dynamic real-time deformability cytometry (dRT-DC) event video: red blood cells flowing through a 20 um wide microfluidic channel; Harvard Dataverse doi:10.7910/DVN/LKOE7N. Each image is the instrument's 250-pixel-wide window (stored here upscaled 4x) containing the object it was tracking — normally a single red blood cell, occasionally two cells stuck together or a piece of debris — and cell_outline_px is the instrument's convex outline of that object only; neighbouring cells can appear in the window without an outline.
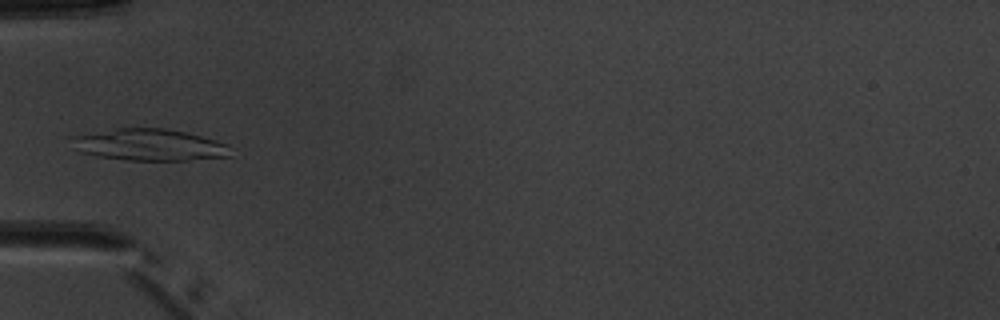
{"species": "common noctule bat (a hibernating species)", "species_latin": "Nyctalus noctula", "temperature_condition": "warm", "stored_images_in_passage": 6, "camera_frame_rate_fps": 3000, "um_per_image_px": 0.085, "animal": {"sex": "male", "body_mass_g": 20.1, "forearm_length_mm": 53.5}, "frame": {"image": 1, "passage_image": 5, "time_ms": 4.667, "image_size_px": [1000, 320], "cell_outline_px": [[232, 156], [188, 160], [124, 160], [96, 156], [80, 152], [76, 148], [72, 136], [116, 128], [164, 128], [184, 132], [216, 140], [228, 144]], "centroid_in_image_um": [12.72, 12.32], "position_along_channel_um": 72.3, "area_um2": 29.19}}
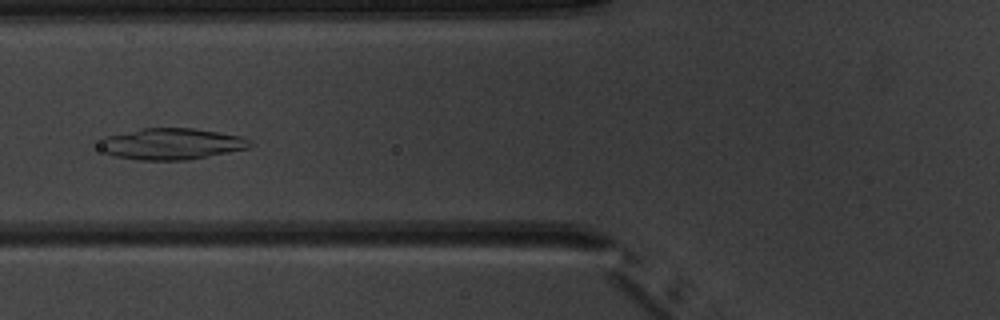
{"frame": {"image": 2, "passage_image": 6, "time_ms": 5.667, "image_size_px": [1000, 320], "cell_outline_px": [[252, 144], [248, 148], [188, 160], [140, 160], [116, 156], [100, 148], [100, 136], [144, 128], [192, 128], [240, 136], [252, 140]], "centroid_in_image_um": [14.55, 12.22], "position_along_channel_um": 111.3, "area_um2": 27.34}}